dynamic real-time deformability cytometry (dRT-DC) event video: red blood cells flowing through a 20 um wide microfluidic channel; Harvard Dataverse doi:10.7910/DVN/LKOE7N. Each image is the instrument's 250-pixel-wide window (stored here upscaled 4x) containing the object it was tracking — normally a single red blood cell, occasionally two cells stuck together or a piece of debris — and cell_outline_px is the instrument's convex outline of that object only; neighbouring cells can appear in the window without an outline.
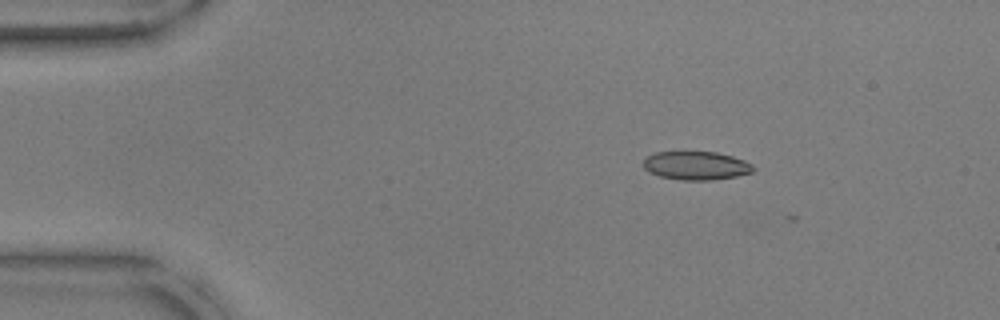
{"species": "common noctule bat (a hibernating species)", "species_latin": "Nyctalus noctula", "temperature_condition": "warm", "stored_images_in_passage": 4, "camera_frame_rate_fps": 3000, "um_per_image_px": 0.085, "animal": {"sex": "male", "body_mass_g": 17.9, "forearm_length_mm": 54.2}, "frame": {"image": 1, "passage_image": 2, "time_ms": 0.333, "image_size_px": [1000, 320], "cell_outline_px": [[756, 168], [752, 172], [736, 176], [712, 180], [680, 180], [660, 176], [648, 172], [644, 168], [644, 160], [648, 156], [656, 152], [684, 148], [716, 152], [732, 156], [744, 160], [752, 164]], "centroid_in_image_um": [59.14, 14.02], "position_along_channel_um": 25.9, "area_um2": 19.07}}